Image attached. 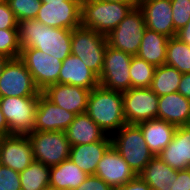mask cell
Wrapping results in <instances>:
<instances>
[{
  "instance_id": "cell-1",
  "label": "cell",
  "mask_w": 190,
  "mask_h": 190,
  "mask_svg": "<svg viewBox=\"0 0 190 190\" xmlns=\"http://www.w3.org/2000/svg\"><path fill=\"white\" fill-rule=\"evenodd\" d=\"M22 48H36L64 61L71 54V29L48 27L36 19L18 22Z\"/></svg>"
},
{
  "instance_id": "cell-2",
  "label": "cell",
  "mask_w": 190,
  "mask_h": 190,
  "mask_svg": "<svg viewBox=\"0 0 190 190\" xmlns=\"http://www.w3.org/2000/svg\"><path fill=\"white\" fill-rule=\"evenodd\" d=\"M86 113L108 136L127 124L122 92L101 85L90 91Z\"/></svg>"
},
{
  "instance_id": "cell-3",
  "label": "cell",
  "mask_w": 190,
  "mask_h": 190,
  "mask_svg": "<svg viewBox=\"0 0 190 190\" xmlns=\"http://www.w3.org/2000/svg\"><path fill=\"white\" fill-rule=\"evenodd\" d=\"M133 7V4L122 2L82 0L81 26L107 36Z\"/></svg>"
},
{
  "instance_id": "cell-4",
  "label": "cell",
  "mask_w": 190,
  "mask_h": 190,
  "mask_svg": "<svg viewBox=\"0 0 190 190\" xmlns=\"http://www.w3.org/2000/svg\"><path fill=\"white\" fill-rule=\"evenodd\" d=\"M112 146L139 175L154 157L137 125L126 124L111 136Z\"/></svg>"
},
{
  "instance_id": "cell-5",
  "label": "cell",
  "mask_w": 190,
  "mask_h": 190,
  "mask_svg": "<svg viewBox=\"0 0 190 190\" xmlns=\"http://www.w3.org/2000/svg\"><path fill=\"white\" fill-rule=\"evenodd\" d=\"M107 45L106 35L92 29L80 26L72 31L71 54L80 58L98 76L102 72Z\"/></svg>"
},
{
  "instance_id": "cell-6",
  "label": "cell",
  "mask_w": 190,
  "mask_h": 190,
  "mask_svg": "<svg viewBox=\"0 0 190 190\" xmlns=\"http://www.w3.org/2000/svg\"><path fill=\"white\" fill-rule=\"evenodd\" d=\"M33 158L47 166L69 159L71 145L63 131H33L28 134Z\"/></svg>"
},
{
  "instance_id": "cell-7",
  "label": "cell",
  "mask_w": 190,
  "mask_h": 190,
  "mask_svg": "<svg viewBox=\"0 0 190 190\" xmlns=\"http://www.w3.org/2000/svg\"><path fill=\"white\" fill-rule=\"evenodd\" d=\"M146 29L141 9L133 7L106 37L108 45L132 56L137 55Z\"/></svg>"
},
{
  "instance_id": "cell-8",
  "label": "cell",
  "mask_w": 190,
  "mask_h": 190,
  "mask_svg": "<svg viewBox=\"0 0 190 190\" xmlns=\"http://www.w3.org/2000/svg\"><path fill=\"white\" fill-rule=\"evenodd\" d=\"M39 97H0V109L10 135H28L34 130Z\"/></svg>"
},
{
  "instance_id": "cell-9",
  "label": "cell",
  "mask_w": 190,
  "mask_h": 190,
  "mask_svg": "<svg viewBox=\"0 0 190 190\" xmlns=\"http://www.w3.org/2000/svg\"><path fill=\"white\" fill-rule=\"evenodd\" d=\"M40 93L23 61L9 59L0 76V97H39Z\"/></svg>"
},
{
  "instance_id": "cell-10",
  "label": "cell",
  "mask_w": 190,
  "mask_h": 190,
  "mask_svg": "<svg viewBox=\"0 0 190 190\" xmlns=\"http://www.w3.org/2000/svg\"><path fill=\"white\" fill-rule=\"evenodd\" d=\"M131 60L132 55L107 45L99 85L120 92L129 90Z\"/></svg>"
},
{
  "instance_id": "cell-11",
  "label": "cell",
  "mask_w": 190,
  "mask_h": 190,
  "mask_svg": "<svg viewBox=\"0 0 190 190\" xmlns=\"http://www.w3.org/2000/svg\"><path fill=\"white\" fill-rule=\"evenodd\" d=\"M31 73L40 92L52 84H59L62 61L36 48H22L19 57Z\"/></svg>"
},
{
  "instance_id": "cell-12",
  "label": "cell",
  "mask_w": 190,
  "mask_h": 190,
  "mask_svg": "<svg viewBox=\"0 0 190 190\" xmlns=\"http://www.w3.org/2000/svg\"><path fill=\"white\" fill-rule=\"evenodd\" d=\"M127 124L137 125L158 117L157 96L150 88H130L122 92Z\"/></svg>"
},
{
  "instance_id": "cell-13",
  "label": "cell",
  "mask_w": 190,
  "mask_h": 190,
  "mask_svg": "<svg viewBox=\"0 0 190 190\" xmlns=\"http://www.w3.org/2000/svg\"><path fill=\"white\" fill-rule=\"evenodd\" d=\"M82 1H43L36 20L48 27L75 29L81 26Z\"/></svg>"
},
{
  "instance_id": "cell-14",
  "label": "cell",
  "mask_w": 190,
  "mask_h": 190,
  "mask_svg": "<svg viewBox=\"0 0 190 190\" xmlns=\"http://www.w3.org/2000/svg\"><path fill=\"white\" fill-rule=\"evenodd\" d=\"M33 161V152L28 135L11 134L2 138L0 164L21 173Z\"/></svg>"
},
{
  "instance_id": "cell-15",
  "label": "cell",
  "mask_w": 190,
  "mask_h": 190,
  "mask_svg": "<svg viewBox=\"0 0 190 190\" xmlns=\"http://www.w3.org/2000/svg\"><path fill=\"white\" fill-rule=\"evenodd\" d=\"M95 175L112 188L124 185L138 176L112 145L98 162Z\"/></svg>"
},
{
  "instance_id": "cell-16",
  "label": "cell",
  "mask_w": 190,
  "mask_h": 190,
  "mask_svg": "<svg viewBox=\"0 0 190 190\" xmlns=\"http://www.w3.org/2000/svg\"><path fill=\"white\" fill-rule=\"evenodd\" d=\"M42 93L55 105L75 115L86 113L90 90L69 84H52Z\"/></svg>"
},
{
  "instance_id": "cell-17",
  "label": "cell",
  "mask_w": 190,
  "mask_h": 190,
  "mask_svg": "<svg viewBox=\"0 0 190 190\" xmlns=\"http://www.w3.org/2000/svg\"><path fill=\"white\" fill-rule=\"evenodd\" d=\"M138 7L143 13L146 28L168 38L176 36L171 0H140Z\"/></svg>"
},
{
  "instance_id": "cell-18",
  "label": "cell",
  "mask_w": 190,
  "mask_h": 190,
  "mask_svg": "<svg viewBox=\"0 0 190 190\" xmlns=\"http://www.w3.org/2000/svg\"><path fill=\"white\" fill-rule=\"evenodd\" d=\"M75 114L50 101L42 92L39 95L33 131H63L73 122Z\"/></svg>"
},
{
  "instance_id": "cell-19",
  "label": "cell",
  "mask_w": 190,
  "mask_h": 190,
  "mask_svg": "<svg viewBox=\"0 0 190 190\" xmlns=\"http://www.w3.org/2000/svg\"><path fill=\"white\" fill-rule=\"evenodd\" d=\"M157 156L175 170L190 168V125L178 126L172 141Z\"/></svg>"
},
{
  "instance_id": "cell-20",
  "label": "cell",
  "mask_w": 190,
  "mask_h": 190,
  "mask_svg": "<svg viewBox=\"0 0 190 190\" xmlns=\"http://www.w3.org/2000/svg\"><path fill=\"white\" fill-rule=\"evenodd\" d=\"M59 84L80 86L91 91L99 85V76L86 67L80 58L70 54L62 61Z\"/></svg>"
},
{
  "instance_id": "cell-21",
  "label": "cell",
  "mask_w": 190,
  "mask_h": 190,
  "mask_svg": "<svg viewBox=\"0 0 190 190\" xmlns=\"http://www.w3.org/2000/svg\"><path fill=\"white\" fill-rule=\"evenodd\" d=\"M112 145L111 136L90 144L74 145L69 159L88 175H95L98 162Z\"/></svg>"
},
{
  "instance_id": "cell-22",
  "label": "cell",
  "mask_w": 190,
  "mask_h": 190,
  "mask_svg": "<svg viewBox=\"0 0 190 190\" xmlns=\"http://www.w3.org/2000/svg\"><path fill=\"white\" fill-rule=\"evenodd\" d=\"M157 118L177 127L190 125V100L179 92L159 97Z\"/></svg>"
},
{
  "instance_id": "cell-23",
  "label": "cell",
  "mask_w": 190,
  "mask_h": 190,
  "mask_svg": "<svg viewBox=\"0 0 190 190\" xmlns=\"http://www.w3.org/2000/svg\"><path fill=\"white\" fill-rule=\"evenodd\" d=\"M150 151L157 156L172 141L177 126L162 119H151L137 124Z\"/></svg>"
},
{
  "instance_id": "cell-24",
  "label": "cell",
  "mask_w": 190,
  "mask_h": 190,
  "mask_svg": "<svg viewBox=\"0 0 190 190\" xmlns=\"http://www.w3.org/2000/svg\"><path fill=\"white\" fill-rule=\"evenodd\" d=\"M65 134L71 146L94 143L107 136L87 113L75 115Z\"/></svg>"
},
{
  "instance_id": "cell-25",
  "label": "cell",
  "mask_w": 190,
  "mask_h": 190,
  "mask_svg": "<svg viewBox=\"0 0 190 190\" xmlns=\"http://www.w3.org/2000/svg\"><path fill=\"white\" fill-rule=\"evenodd\" d=\"M88 176L70 159L62 161L58 165L50 167L49 189L74 190Z\"/></svg>"
},
{
  "instance_id": "cell-26",
  "label": "cell",
  "mask_w": 190,
  "mask_h": 190,
  "mask_svg": "<svg viewBox=\"0 0 190 190\" xmlns=\"http://www.w3.org/2000/svg\"><path fill=\"white\" fill-rule=\"evenodd\" d=\"M139 176L152 190H171V183L177 178V170L171 168L158 156H154Z\"/></svg>"
},
{
  "instance_id": "cell-27",
  "label": "cell",
  "mask_w": 190,
  "mask_h": 190,
  "mask_svg": "<svg viewBox=\"0 0 190 190\" xmlns=\"http://www.w3.org/2000/svg\"><path fill=\"white\" fill-rule=\"evenodd\" d=\"M167 43V36L146 28L137 56L159 67L165 64Z\"/></svg>"
},
{
  "instance_id": "cell-28",
  "label": "cell",
  "mask_w": 190,
  "mask_h": 190,
  "mask_svg": "<svg viewBox=\"0 0 190 190\" xmlns=\"http://www.w3.org/2000/svg\"><path fill=\"white\" fill-rule=\"evenodd\" d=\"M181 76L175 67L163 64L155 68L149 88L159 97L177 92Z\"/></svg>"
},
{
  "instance_id": "cell-29",
  "label": "cell",
  "mask_w": 190,
  "mask_h": 190,
  "mask_svg": "<svg viewBox=\"0 0 190 190\" xmlns=\"http://www.w3.org/2000/svg\"><path fill=\"white\" fill-rule=\"evenodd\" d=\"M20 174L21 190H47L50 183V166L34 160Z\"/></svg>"
},
{
  "instance_id": "cell-30",
  "label": "cell",
  "mask_w": 190,
  "mask_h": 190,
  "mask_svg": "<svg viewBox=\"0 0 190 190\" xmlns=\"http://www.w3.org/2000/svg\"><path fill=\"white\" fill-rule=\"evenodd\" d=\"M165 64L175 67L180 73H190V45L176 36L168 38Z\"/></svg>"
},
{
  "instance_id": "cell-31",
  "label": "cell",
  "mask_w": 190,
  "mask_h": 190,
  "mask_svg": "<svg viewBox=\"0 0 190 190\" xmlns=\"http://www.w3.org/2000/svg\"><path fill=\"white\" fill-rule=\"evenodd\" d=\"M155 66L137 55L132 56L130 65L131 88H149L154 76Z\"/></svg>"
},
{
  "instance_id": "cell-32",
  "label": "cell",
  "mask_w": 190,
  "mask_h": 190,
  "mask_svg": "<svg viewBox=\"0 0 190 190\" xmlns=\"http://www.w3.org/2000/svg\"><path fill=\"white\" fill-rule=\"evenodd\" d=\"M21 49L18 29L0 30V55L9 59L19 58Z\"/></svg>"
},
{
  "instance_id": "cell-33",
  "label": "cell",
  "mask_w": 190,
  "mask_h": 190,
  "mask_svg": "<svg viewBox=\"0 0 190 190\" xmlns=\"http://www.w3.org/2000/svg\"><path fill=\"white\" fill-rule=\"evenodd\" d=\"M16 20L35 19L42 4L41 0H6Z\"/></svg>"
},
{
  "instance_id": "cell-34",
  "label": "cell",
  "mask_w": 190,
  "mask_h": 190,
  "mask_svg": "<svg viewBox=\"0 0 190 190\" xmlns=\"http://www.w3.org/2000/svg\"><path fill=\"white\" fill-rule=\"evenodd\" d=\"M175 31L182 29L190 20V0H171Z\"/></svg>"
},
{
  "instance_id": "cell-35",
  "label": "cell",
  "mask_w": 190,
  "mask_h": 190,
  "mask_svg": "<svg viewBox=\"0 0 190 190\" xmlns=\"http://www.w3.org/2000/svg\"><path fill=\"white\" fill-rule=\"evenodd\" d=\"M0 188L4 190H21L20 174L0 164Z\"/></svg>"
},
{
  "instance_id": "cell-36",
  "label": "cell",
  "mask_w": 190,
  "mask_h": 190,
  "mask_svg": "<svg viewBox=\"0 0 190 190\" xmlns=\"http://www.w3.org/2000/svg\"><path fill=\"white\" fill-rule=\"evenodd\" d=\"M18 29V21L7 1L0 3V30Z\"/></svg>"
},
{
  "instance_id": "cell-37",
  "label": "cell",
  "mask_w": 190,
  "mask_h": 190,
  "mask_svg": "<svg viewBox=\"0 0 190 190\" xmlns=\"http://www.w3.org/2000/svg\"><path fill=\"white\" fill-rule=\"evenodd\" d=\"M74 190H112V187L98 176L88 175L86 179Z\"/></svg>"
},
{
  "instance_id": "cell-38",
  "label": "cell",
  "mask_w": 190,
  "mask_h": 190,
  "mask_svg": "<svg viewBox=\"0 0 190 190\" xmlns=\"http://www.w3.org/2000/svg\"><path fill=\"white\" fill-rule=\"evenodd\" d=\"M169 187L171 190H190V168L177 170V178Z\"/></svg>"
},
{
  "instance_id": "cell-39",
  "label": "cell",
  "mask_w": 190,
  "mask_h": 190,
  "mask_svg": "<svg viewBox=\"0 0 190 190\" xmlns=\"http://www.w3.org/2000/svg\"><path fill=\"white\" fill-rule=\"evenodd\" d=\"M112 190H152L151 187L138 175L130 182L113 187Z\"/></svg>"
},
{
  "instance_id": "cell-40",
  "label": "cell",
  "mask_w": 190,
  "mask_h": 190,
  "mask_svg": "<svg viewBox=\"0 0 190 190\" xmlns=\"http://www.w3.org/2000/svg\"><path fill=\"white\" fill-rule=\"evenodd\" d=\"M182 96L190 100V73H183L178 86V91Z\"/></svg>"
},
{
  "instance_id": "cell-41",
  "label": "cell",
  "mask_w": 190,
  "mask_h": 190,
  "mask_svg": "<svg viewBox=\"0 0 190 190\" xmlns=\"http://www.w3.org/2000/svg\"><path fill=\"white\" fill-rule=\"evenodd\" d=\"M176 37L182 42L190 45V20L182 29L177 31Z\"/></svg>"
},
{
  "instance_id": "cell-42",
  "label": "cell",
  "mask_w": 190,
  "mask_h": 190,
  "mask_svg": "<svg viewBox=\"0 0 190 190\" xmlns=\"http://www.w3.org/2000/svg\"><path fill=\"white\" fill-rule=\"evenodd\" d=\"M0 135L2 137H6L10 135L9 126L5 120V117L0 109Z\"/></svg>"
},
{
  "instance_id": "cell-43",
  "label": "cell",
  "mask_w": 190,
  "mask_h": 190,
  "mask_svg": "<svg viewBox=\"0 0 190 190\" xmlns=\"http://www.w3.org/2000/svg\"><path fill=\"white\" fill-rule=\"evenodd\" d=\"M107 2H122L127 4H133L135 7L139 5L140 0H104Z\"/></svg>"
},
{
  "instance_id": "cell-44",
  "label": "cell",
  "mask_w": 190,
  "mask_h": 190,
  "mask_svg": "<svg viewBox=\"0 0 190 190\" xmlns=\"http://www.w3.org/2000/svg\"><path fill=\"white\" fill-rule=\"evenodd\" d=\"M9 60L8 57L0 55V76L2 74V71L4 69L5 64L7 63V61Z\"/></svg>"
},
{
  "instance_id": "cell-45",
  "label": "cell",
  "mask_w": 190,
  "mask_h": 190,
  "mask_svg": "<svg viewBox=\"0 0 190 190\" xmlns=\"http://www.w3.org/2000/svg\"><path fill=\"white\" fill-rule=\"evenodd\" d=\"M43 1H82V0H41Z\"/></svg>"
},
{
  "instance_id": "cell-46",
  "label": "cell",
  "mask_w": 190,
  "mask_h": 190,
  "mask_svg": "<svg viewBox=\"0 0 190 190\" xmlns=\"http://www.w3.org/2000/svg\"><path fill=\"white\" fill-rule=\"evenodd\" d=\"M2 138H3V137L0 135V145H1V142H2Z\"/></svg>"
}]
</instances>
